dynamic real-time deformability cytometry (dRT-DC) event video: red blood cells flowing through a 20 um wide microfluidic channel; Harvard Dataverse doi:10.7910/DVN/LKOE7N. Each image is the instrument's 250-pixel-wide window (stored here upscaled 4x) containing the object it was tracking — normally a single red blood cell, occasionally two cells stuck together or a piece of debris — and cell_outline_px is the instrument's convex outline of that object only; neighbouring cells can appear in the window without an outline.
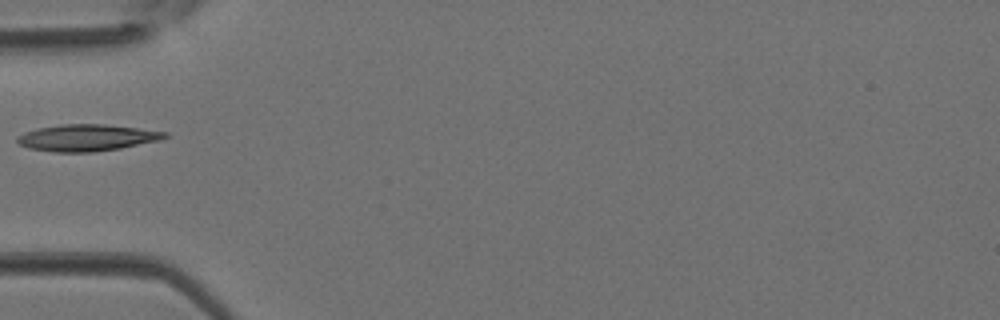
{"species": "Egyptian fruit bat (a non-hibernating species)", "species_latin": "Rousettus aegyptiacus", "temperature_condition": "room temperature", "stored_images_in_passage": 4, "camera_frame_rate_fps": 3000, "um_per_image_px": 0.085, "animal": {"sex": "female"}, "frame": {"image": 1, "passage_image": 4, "time_ms": 1.0, "image_size_px": [1000, 320], "cell_outline_px": [[168, 136], [160, 140], [120, 148], [92, 152], [56, 152], [28, 148], [20, 144], [16, 140], [16, 136], [24, 132], [36, 128], [60, 124], [104, 124], [168, 132]], "centroid_in_image_um": [7.35, 11.7], "position_along_channel_um": 77.7, "area_um2": 22.89}}